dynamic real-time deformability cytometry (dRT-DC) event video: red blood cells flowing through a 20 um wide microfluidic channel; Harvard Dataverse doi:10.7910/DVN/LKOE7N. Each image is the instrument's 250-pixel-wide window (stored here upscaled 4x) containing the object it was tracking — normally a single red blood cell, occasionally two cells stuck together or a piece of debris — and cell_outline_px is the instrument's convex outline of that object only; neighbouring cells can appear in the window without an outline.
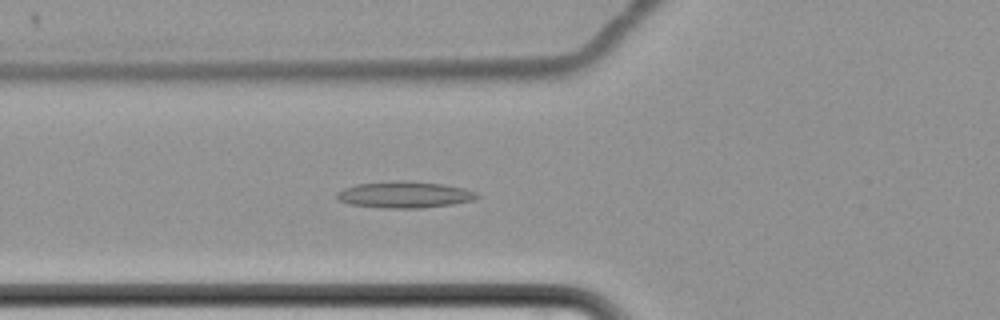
{"species": "common noctule bat (a hibernating species)", "species_latin": "Nyctalus noctula", "temperature_condition": "cold", "stored_images_in_passage": 65, "camera_frame_rate_fps": 3000, "um_per_image_px": 0.085, "animal": {"sex": "female", "body_mass_g": 22.7, "forearm_length_mm": 54.2}, "frame": {"image": 1, "passage_image": 27, "time_ms": 8.667, "image_size_px": [1000, 320], "cell_outline_px": [[480, 196], [472, 200], [452, 204], [420, 208], [380, 208], [348, 204], [340, 200], [336, 196], [336, 192], [344, 188], [356, 184], [396, 180], [408, 180], [444, 184], [464, 188], [476, 192]], "centroid_in_image_um": [34.37, 16.54], "position_along_channel_um": 91.4, "area_um2": 21.79}}
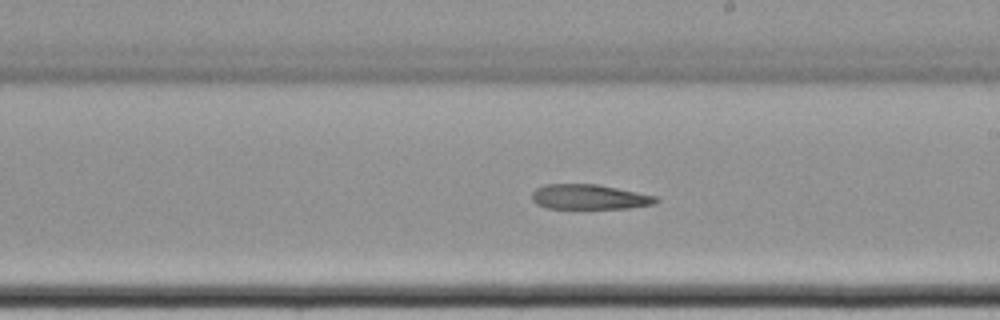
{"frame": {"image": 2, "passage_image": 40, "time_ms": 13.0, "image_size_px": [1000, 320], "cell_outline_px": [[660, 200], [656, 204], [628, 208], [548, 208], [536, 204], [532, 200], [532, 192], [536, 188], [544, 184], [596, 184], [656, 196]], "centroid_in_image_um": [50.08, 16.74], "position_along_channel_um": 238.9, "area_um2": 17.98}}
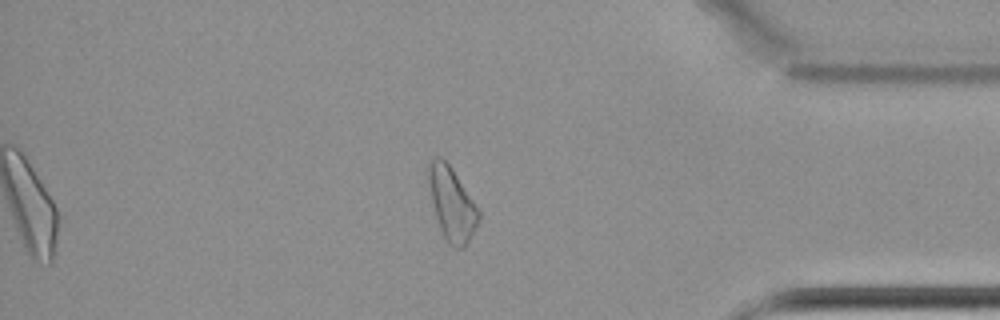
{"frame": {"image": 3, "passage_image": 56, "time_ms": 18.333, "image_size_px": [1000, 320], "cell_outline_px": [[480, 220], [464, 248], [456, 248], [448, 244], [440, 228], [436, 216], [432, 200], [428, 180], [428, 160], [432, 156], [440, 156], [452, 168], [480, 212]], "centroid_in_image_um": [38.39, 17.31], "position_along_channel_um": 396.8, "area_um2": 21.1}}